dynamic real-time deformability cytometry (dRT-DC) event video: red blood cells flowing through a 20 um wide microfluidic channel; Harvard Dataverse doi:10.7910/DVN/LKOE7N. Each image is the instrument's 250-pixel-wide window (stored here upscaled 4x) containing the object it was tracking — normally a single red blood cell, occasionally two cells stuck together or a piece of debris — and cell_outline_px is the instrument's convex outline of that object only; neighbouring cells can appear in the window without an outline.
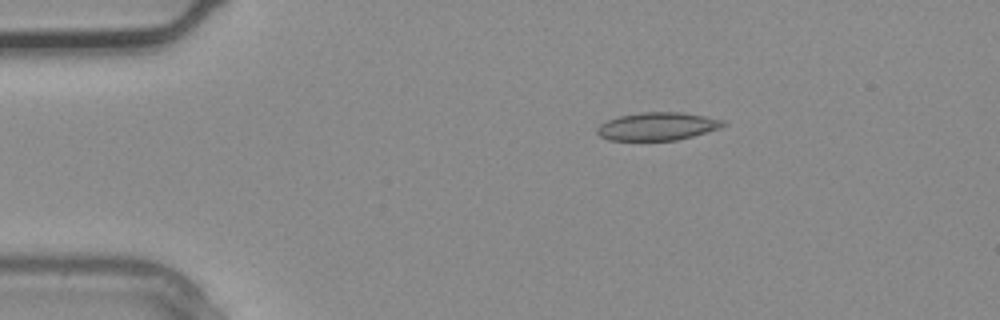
{"species": "common noctule bat (a hibernating species)", "species_latin": "Nyctalus noctula", "temperature_condition": "warm", "stored_images_in_passage": 2, "camera_frame_rate_fps": 3000, "um_per_image_px": 0.085, "animal": {"sex": "male", "body_mass_g": 20.4}, "frame": {"image": 1, "passage_image": 2, "time_ms": 0.333, "image_size_px": [1000, 320], "cell_outline_px": [[728, 124], [720, 128], [692, 136], [676, 140], [608, 140], [600, 136], [596, 132], [596, 128], [600, 124], [608, 120], [620, 116], [640, 112], [684, 112], [724, 120]], "centroid_in_image_um": [55.89, 10.73], "position_along_channel_um": 29.1, "area_um2": 20.52}}